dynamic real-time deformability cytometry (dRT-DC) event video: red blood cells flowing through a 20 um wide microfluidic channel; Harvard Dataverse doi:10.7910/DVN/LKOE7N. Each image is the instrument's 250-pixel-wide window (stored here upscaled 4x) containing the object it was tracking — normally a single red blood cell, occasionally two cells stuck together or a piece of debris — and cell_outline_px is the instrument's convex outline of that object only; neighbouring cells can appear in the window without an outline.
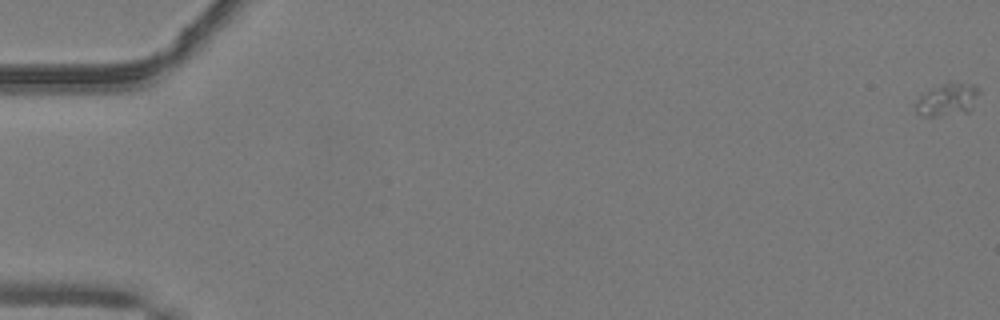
{"species": "common noctule bat (a hibernating species)", "species_latin": "Nyctalus noctula", "temperature_condition": "warm", "stored_images_in_passage": 53, "camera_frame_rate_fps": 3000, "um_per_image_px": 0.085, "animal": {"sex": "male", "body_mass_g": 19.2, "forearm_length_mm": 51.8}, "frame": {"image": 1, "passage_image": 1, "time_ms": 0.0, "image_size_px": [1000, 320], "cell_outline_px": [[980, 92], [972, 108], [968, 112], [940, 116], [920, 116], [916, 112], [916, 100], [924, 92], [948, 80], [972, 84], [980, 88]], "centroid_in_image_um": [80.54, 8.44], "position_along_channel_um": 4.5, "area_um2": 12.43}}
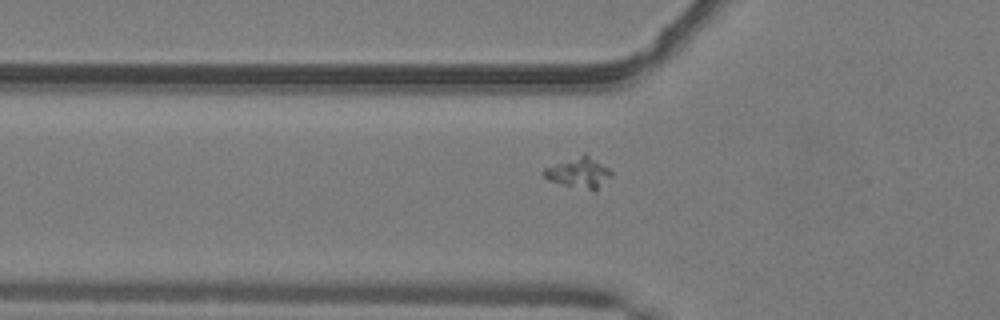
{"frame": {"image": 2, "passage_image": 20, "time_ms": 6.333, "image_size_px": [1000, 320], "cell_outline_px": [[612, 176], [596, 192], [592, 192], [548, 180], [544, 176], [544, 168], [584, 152], [608, 168], [612, 172]], "centroid_in_image_um": [49.24, 14.69], "position_along_channel_um": 76.6, "area_um2": 12.2}}
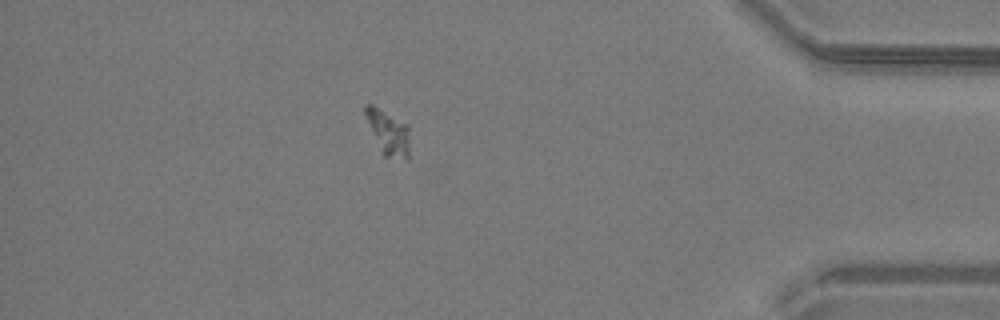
{"frame": {"image": 3, "passage_image": 47, "time_ms": 15.333, "image_size_px": [1000, 320], "cell_outline_px": [[408, 160], [404, 160], [384, 156], [380, 152], [364, 112], [364, 104], [372, 104], [408, 124]], "centroid_in_image_um": [32.99, 11.26], "position_along_channel_um": 402.2, "area_um2": 11.5}}